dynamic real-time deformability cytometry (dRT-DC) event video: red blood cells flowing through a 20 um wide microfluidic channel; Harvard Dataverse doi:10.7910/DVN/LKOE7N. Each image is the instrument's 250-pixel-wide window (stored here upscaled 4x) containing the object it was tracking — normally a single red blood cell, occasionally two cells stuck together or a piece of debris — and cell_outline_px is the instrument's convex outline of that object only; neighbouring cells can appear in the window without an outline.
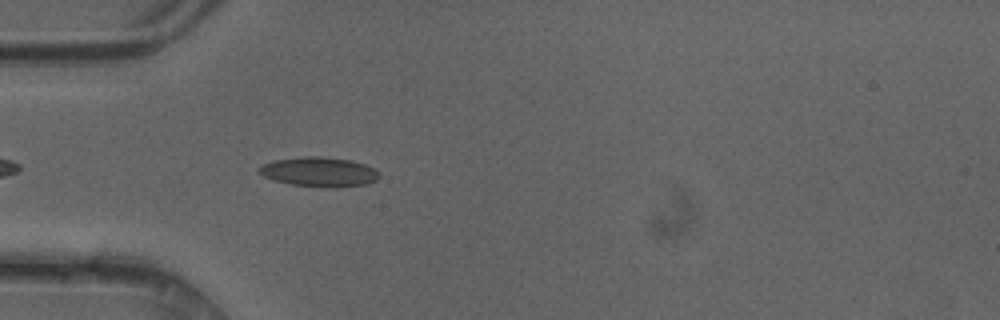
{"species": "common noctule bat (a hibernating species)", "species_latin": "Nyctalus noctula", "temperature_condition": "cold", "stored_images_in_passage": 38, "camera_frame_rate_fps": 3000, "um_per_image_px": 0.085, "animal": {"sex": "female"}, "frame": {"image": 1, "passage_image": 4, "time_ms": 1.0, "image_size_px": [1000, 320], "cell_outline_px": [[380, 176], [376, 180], [368, 184], [336, 188], [328, 188], [292, 184], [272, 180], [264, 176], [256, 168], [272, 160], [304, 156], [320, 156], [352, 160], [376, 168], [380, 172]], "centroid_in_image_um": [27.17, 14.61], "position_along_channel_um": 57.8, "area_um2": 21.04}}
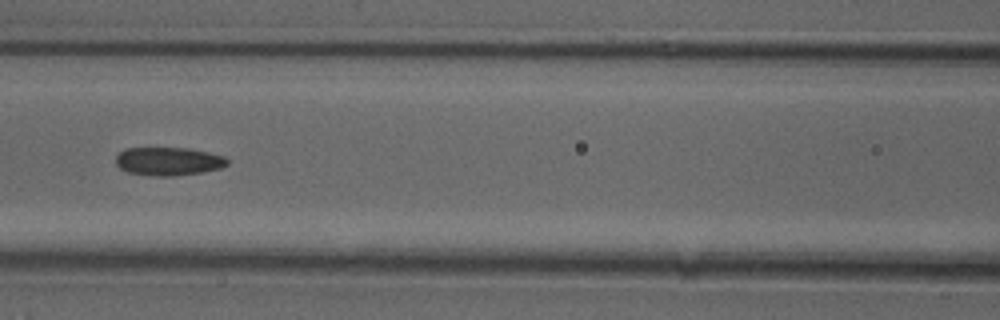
{"frame": {"image": 2, "passage_image": 11, "time_ms": 3.333, "image_size_px": [1000, 320], "cell_outline_px": [[228, 164], [220, 168], [200, 172], [176, 176], [152, 176], [128, 172], [120, 168], [116, 164], [116, 156], [124, 148], [188, 148], [208, 152], [224, 156], [228, 160]], "centroid_in_image_um": [14.3, 13.71], "position_along_channel_um": 152.3, "area_um2": 18.38}}
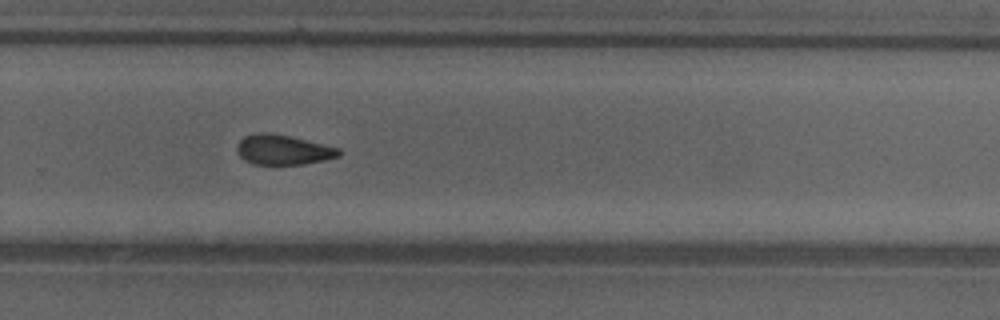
{"frame": {"image": 3, "passage_image": 22, "time_ms": 7.0, "image_size_px": [1000, 320], "cell_outline_px": [[340, 156], [324, 160], [304, 164], [252, 164], [244, 160], [236, 152], [236, 144], [244, 136], [256, 132], [268, 132], [288, 136], [340, 148]], "centroid_in_image_um": [24.01, 12.73], "position_along_channel_um": 305.8, "area_um2": 17.8}, "authors_computed_cell_mechanics": {"area_um2": 18.2937, "velocity_mm_per_s": 4.2006, "shape_relaxation_time_tau1_ms": 9.2503, "shape_relaxation_time_tau2_ms": 2.9034, "deformation_change_tau1": 0.1355, "deformation_change_tau2": 0.0945}}